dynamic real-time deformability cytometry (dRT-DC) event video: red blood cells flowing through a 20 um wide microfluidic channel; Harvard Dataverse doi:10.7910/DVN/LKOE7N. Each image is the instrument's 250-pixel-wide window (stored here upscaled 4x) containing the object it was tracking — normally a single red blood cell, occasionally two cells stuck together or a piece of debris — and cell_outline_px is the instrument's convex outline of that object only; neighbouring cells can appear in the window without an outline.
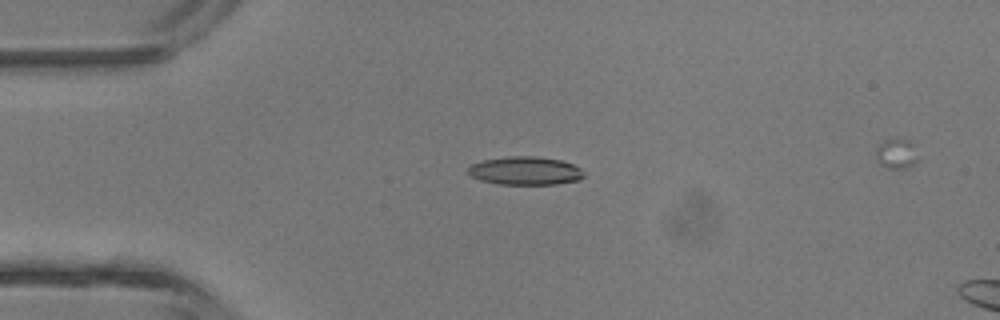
{"species": "common noctule bat (a hibernating species)", "species_latin": "Nyctalus noctula", "temperature_condition": "room temperature", "stored_images_in_passage": 4, "camera_frame_rate_fps": 3000, "um_per_image_px": 0.085, "animal": {"sex": "male", "body_mass_g": 13.3}, "frame": {"image": 1, "passage_image": 3, "time_ms": 2.333, "image_size_px": [1000, 320], "cell_outline_px": [[584, 176], [580, 180], [556, 184], [500, 184], [480, 180], [472, 176], [468, 172], [468, 168], [472, 164], [484, 160], [508, 156], [536, 156], [560, 160], [572, 164], [580, 168], [584, 172]], "centroid_in_image_um": [44.67, 14.51], "position_along_channel_um": 40.3, "area_um2": 19.02}}